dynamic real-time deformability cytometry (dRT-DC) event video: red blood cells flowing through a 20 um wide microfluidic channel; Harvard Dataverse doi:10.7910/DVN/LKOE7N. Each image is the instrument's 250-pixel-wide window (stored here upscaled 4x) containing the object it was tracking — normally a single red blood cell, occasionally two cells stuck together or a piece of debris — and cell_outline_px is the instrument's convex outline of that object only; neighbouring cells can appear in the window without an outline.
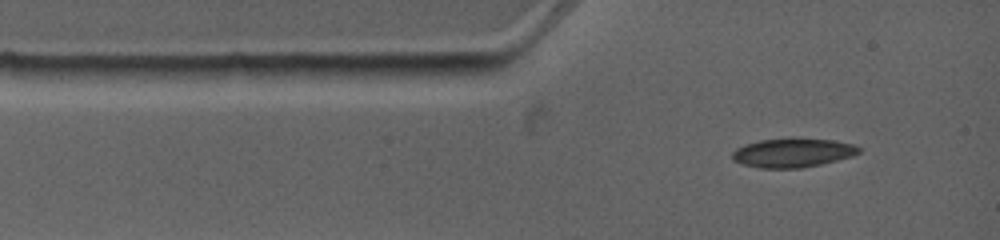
{"species": "common noctule bat (a hibernating species)", "species_latin": "Nyctalus noctula", "temperature_condition": "warm", "stored_images_in_passage": 5, "camera_frame_rate_fps": 4500, "um_per_image_px": 0.085, "animal": {"sex": "female", "body_mass_g": 19.0, "forearm_length_mm": 53.3}, "frame": {"image": 1, "passage_image": 1, "time_ms": 0.0, "image_size_px": [1000, 240], "cell_outline_px": [[860, 152], [852, 156], [820, 164], [800, 168], [760, 168], [744, 164], [732, 160], [732, 152], [736, 148], [744, 144], [760, 140], [832, 140], [852, 144], [860, 148]], "centroid_in_image_um": [67.34, 13.01], "position_along_channel_um": 17.7, "area_um2": 20.69}}
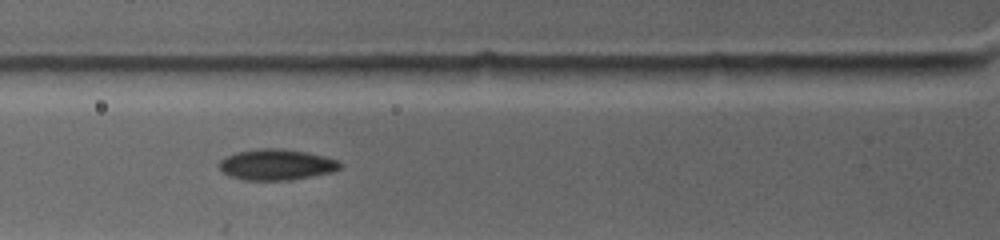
{"frame": {"image": 2, "passage_image": 4, "time_ms": 2.667, "image_size_px": [1000, 240], "cell_outline_px": [[344, 164], [340, 168], [332, 172], [288, 180], [244, 180], [228, 176], [220, 168], [220, 160], [236, 152], [260, 148], [280, 148], [308, 152], [324, 156], [336, 160]], "centroid_in_image_um": [23.51, 13.99], "position_along_channel_um": 102.3, "area_um2": 21.68}}
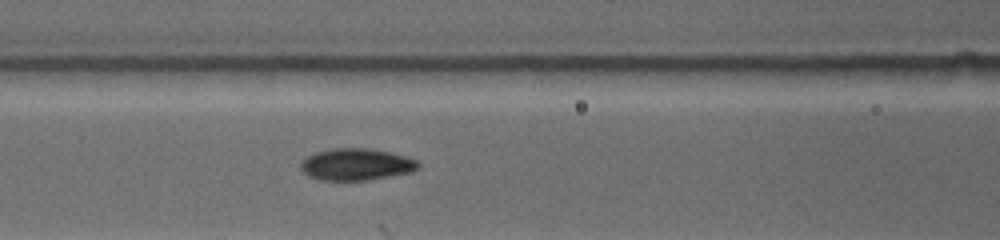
{"frame": {"image": 3, "passage_image": 5, "time_ms": 3.556, "image_size_px": [1000, 240], "cell_outline_px": [[420, 168], [408, 172], [368, 180], [320, 180], [308, 176], [300, 168], [300, 164], [308, 156], [316, 152], [332, 148], [372, 148], [408, 156], [416, 160], [420, 164]], "centroid_in_image_um": [30.29, 13.96], "position_along_channel_um": 136.3, "area_um2": 21.79}}